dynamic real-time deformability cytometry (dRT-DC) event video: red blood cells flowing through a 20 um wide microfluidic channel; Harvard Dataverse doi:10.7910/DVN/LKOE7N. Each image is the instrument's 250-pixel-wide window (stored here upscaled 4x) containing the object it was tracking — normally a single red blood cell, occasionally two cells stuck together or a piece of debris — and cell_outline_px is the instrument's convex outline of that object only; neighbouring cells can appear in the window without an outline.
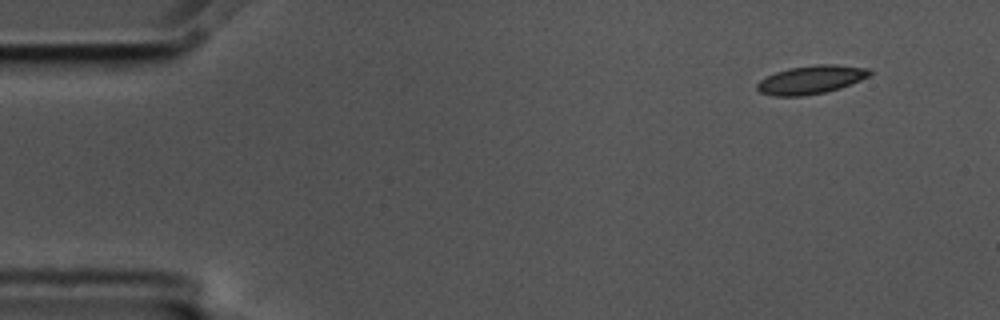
{"species": "common noctule bat (a hibernating species)", "species_latin": "Nyctalus noctula", "temperature_condition": "cold", "stored_images_in_passage": 5, "camera_frame_rate_fps": 3000, "um_per_image_px": 0.085, "animal": {"sex": "male", "body_mass_g": 17.5, "forearm_length_mm": 52.3}, "frame": {"image": 1, "passage_image": 1, "time_ms": 0.0, "image_size_px": [1000, 320], "cell_outline_px": [[872, 72], [868, 76], [860, 80], [840, 88], [824, 92], [800, 96], [776, 96], [760, 92], [756, 88], [756, 84], [760, 80], [776, 72], [788, 68], [816, 64], [836, 64], [868, 68]], "centroid_in_image_um": [68.93, 6.76], "position_along_channel_um": 16.1, "area_um2": 18.5}}
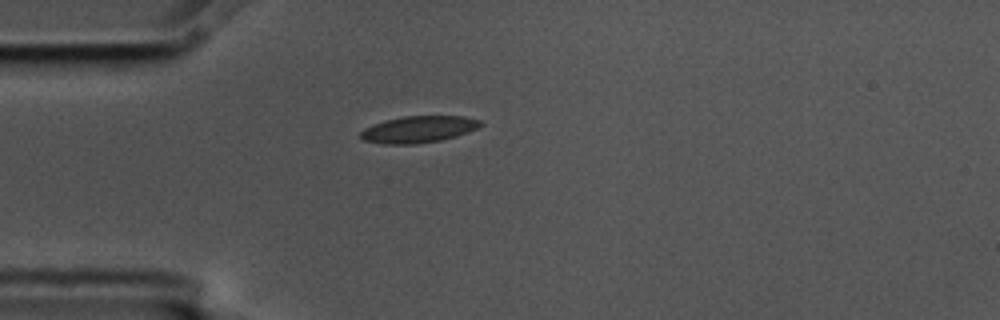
{"frame": {"image": 2, "passage_image": 4, "time_ms": 1.0, "image_size_px": [1000, 320], "cell_outline_px": [[484, 124], [468, 132], [456, 136], [440, 140], [416, 144], [384, 144], [364, 140], [360, 136], [360, 132], [364, 128], [372, 124], [384, 120], [404, 116], [464, 116], [480, 120]], "centroid_in_image_um": [35.56, 10.99], "position_along_channel_um": 49.4, "area_um2": 18.67}}